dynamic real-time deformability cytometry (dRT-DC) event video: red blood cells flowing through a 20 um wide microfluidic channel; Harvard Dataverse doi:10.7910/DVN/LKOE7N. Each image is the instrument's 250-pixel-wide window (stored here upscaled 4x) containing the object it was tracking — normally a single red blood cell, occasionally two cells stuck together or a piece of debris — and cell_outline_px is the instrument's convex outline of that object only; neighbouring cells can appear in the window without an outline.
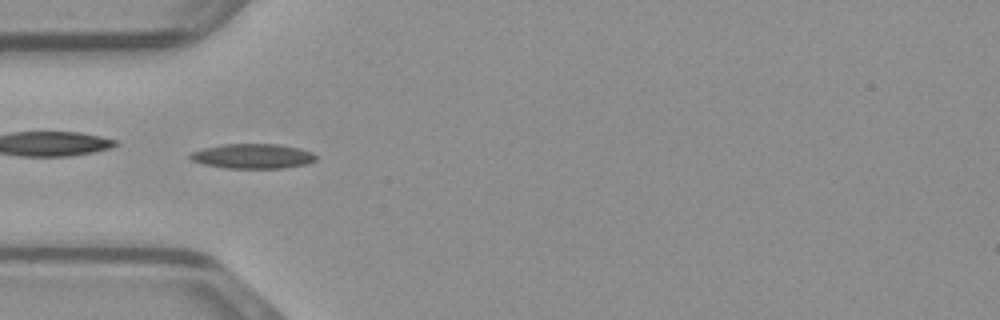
{"species": "common noctule bat (a hibernating species)", "species_latin": "Nyctalus noctula", "temperature_condition": "warm", "stored_images_in_passage": 47, "camera_frame_rate_fps": 3000, "um_per_image_px": 0.085, "animal": {"sex": "male", "body_mass_g": 23.1, "forearm_length_mm": 52.7}, "frame": {"image": 1, "passage_image": 14, "time_ms": 4.333, "image_size_px": [1000, 320], "cell_outline_px": [[316, 160], [304, 164], [284, 168], [224, 168], [204, 164], [192, 160], [188, 156], [192, 152], [204, 148], [224, 144], [276, 144], [296, 148], [312, 152], [316, 156]], "centroid_in_image_um": [21.46, 13.28], "position_along_channel_um": 63.5, "area_um2": 17.92}}
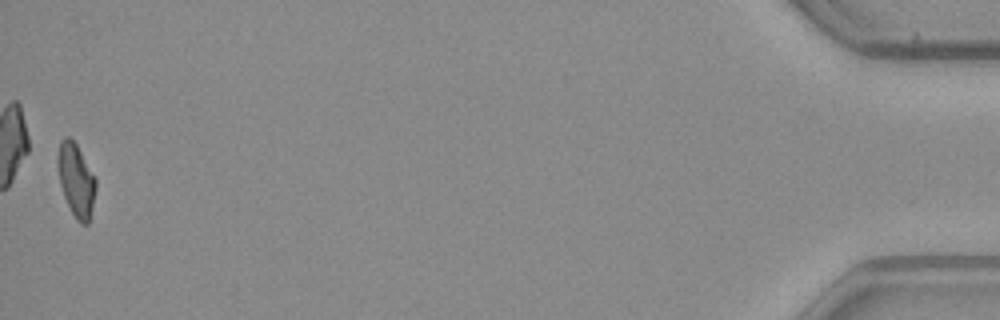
{"frame": {"image": 2, "passage_image": 47, "time_ms": 15.333, "image_size_px": [1000, 320], "cell_outline_px": [[96, 188], [88, 224], [80, 224], [76, 220], [64, 196], [60, 184], [56, 160], [60, 140], [64, 136], [68, 136], [76, 144], [96, 176]], "centroid_in_image_um": [6.46, 15.27], "position_along_channel_um": 428.7, "area_um2": 16.3}}